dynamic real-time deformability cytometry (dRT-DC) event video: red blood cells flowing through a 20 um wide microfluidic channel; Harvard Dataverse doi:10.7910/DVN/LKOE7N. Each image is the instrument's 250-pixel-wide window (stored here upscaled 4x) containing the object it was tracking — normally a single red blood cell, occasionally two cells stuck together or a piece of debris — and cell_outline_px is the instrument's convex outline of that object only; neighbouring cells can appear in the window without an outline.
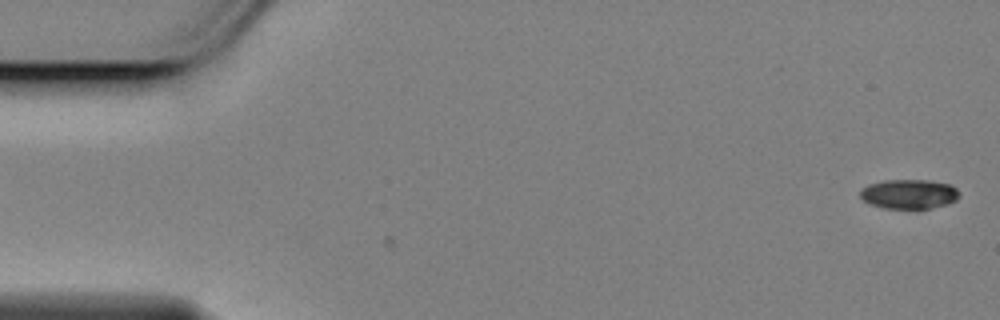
{"species": "Egyptian fruit bat (a non-hibernating species)", "species_latin": "Rousettus aegyptiacus", "temperature_condition": "cold", "stored_images_in_passage": 4, "camera_frame_rate_fps": 3000, "um_per_image_px": 0.085, "animal": {"sex": "female"}, "frame": {"image": 1, "passage_image": 1, "time_ms": 0.0, "image_size_px": [1000, 320], "cell_outline_px": [[960, 196], [956, 200], [948, 204], [932, 208], [884, 208], [872, 204], [864, 200], [860, 196], [860, 188], [868, 184], [884, 180], [928, 180], [952, 184], [960, 192]], "centroid_in_image_um": [77.3, 16.48], "position_along_channel_um": 7.7, "area_um2": 17.17}}